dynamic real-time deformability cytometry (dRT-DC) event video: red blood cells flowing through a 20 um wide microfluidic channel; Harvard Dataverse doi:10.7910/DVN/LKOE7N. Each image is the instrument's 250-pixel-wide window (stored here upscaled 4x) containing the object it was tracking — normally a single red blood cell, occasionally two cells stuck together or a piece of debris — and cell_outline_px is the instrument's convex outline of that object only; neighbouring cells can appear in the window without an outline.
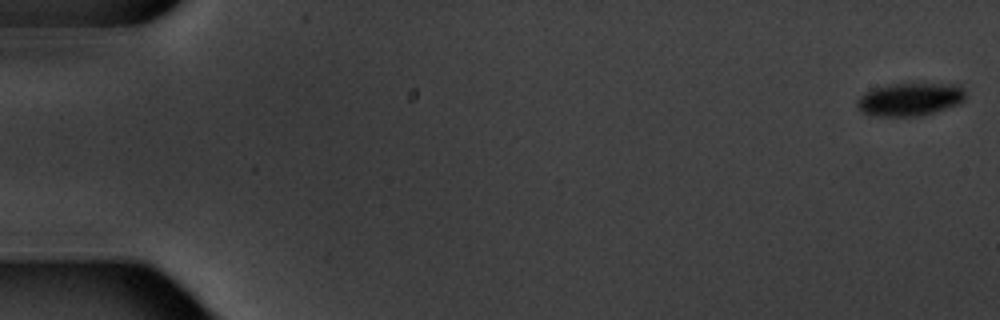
{"species": "common noctule bat (a hibernating species)", "species_latin": "Nyctalus noctula", "temperature_condition": "warm", "stored_images_in_passage": 7, "camera_frame_rate_fps": 3000, "um_per_image_px": 0.085, "animal": {"sex": "male", "body_mass_g": 20.1, "forearm_length_mm": 53.5}, "frame": {"image": 1, "passage_image": 1, "time_ms": 0.0, "image_size_px": [1000, 320], "cell_outline_px": [[964, 100], [960, 104], [920, 116], [868, 116], [860, 112], [856, 104], [856, 100], [864, 92], [872, 88], [892, 84], [960, 84], [964, 88]], "centroid_in_image_um": [77.3, 8.45], "position_along_channel_um": 7.7, "area_um2": 21.1}}
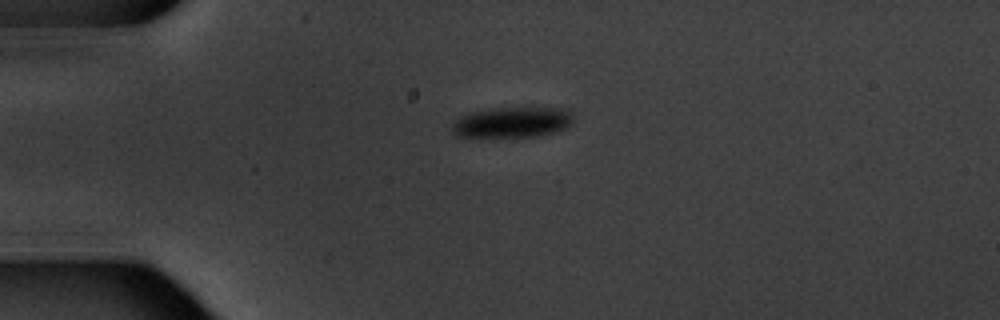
{"frame": {"image": 2, "passage_image": 5, "time_ms": 4.667, "image_size_px": [1000, 320], "cell_outline_px": [[576, 116], [572, 124], [568, 128], [536, 136], [456, 136], [452, 132], [452, 120], [468, 112], [496, 108], [568, 108]], "centroid_in_image_um": [43.58, 10.37], "position_along_channel_um": 41.4, "area_um2": 21.79}}